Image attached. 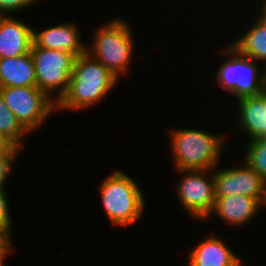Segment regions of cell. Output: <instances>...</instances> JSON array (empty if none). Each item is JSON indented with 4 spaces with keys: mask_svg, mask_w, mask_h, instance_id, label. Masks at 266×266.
<instances>
[{
    "mask_svg": "<svg viewBox=\"0 0 266 266\" xmlns=\"http://www.w3.org/2000/svg\"><path fill=\"white\" fill-rule=\"evenodd\" d=\"M118 81L119 78L85 52L76 57L68 89L56 102V110L93 107L116 87Z\"/></svg>",
    "mask_w": 266,
    "mask_h": 266,
    "instance_id": "cell-1",
    "label": "cell"
},
{
    "mask_svg": "<svg viewBox=\"0 0 266 266\" xmlns=\"http://www.w3.org/2000/svg\"><path fill=\"white\" fill-rule=\"evenodd\" d=\"M262 206L264 204L259 199L252 197L242 195L219 197L215 199L213 209L204 221L215 213L220 217L219 219L225 221L228 225L241 227L244 224H249Z\"/></svg>",
    "mask_w": 266,
    "mask_h": 266,
    "instance_id": "cell-12",
    "label": "cell"
},
{
    "mask_svg": "<svg viewBox=\"0 0 266 266\" xmlns=\"http://www.w3.org/2000/svg\"><path fill=\"white\" fill-rule=\"evenodd\" d=\"M169 132L175 170H213L219 166L226 135L191 128Z\"/></svg>",
    "mask_w": 266,
    "mask_h": 266,
    "instance_id": "cell-2",
    "label": "cell"
},
{
    "mask_svg": "<svg viewBox=\"0 0 266 266\" xmlns=\"http://www.w3.org/2000/svg\"><path fill=\"white\" fill-rule=\"evenodd\" d=\"M178 172L183 176L176 187L180 203L192 218L203 221L212 211L216 199L213 170H177Z\"/></svg>",
    "mask_w": 266,
    "mask_h": 266,
    "instance_id": "cell-8",
    "label": "cell"
},
{
    "mask_svg": "<svg viewBox=\"0 0 266 266\" xmlns=\"http://www.w3.org/2000/svg\"><path fill=\"white\" fill-rule=\"evenodd\" d=\"M237 124L250 140L266 137V91L238 99Z\"/></svg>",
    "mask_w": 266,
    "mask_h": 266,
    "instance_id": "cell-13",
    "label": "cell"
},
{
    "mask_svg": "<svg viewBox=\"0 0 266 266\" xmlns=\"http://www.w3.org/2000/svg\"><path fill=\"white\" fill-rule=\"evenodd\" d=\"M4 235L0 232V239L3 237Z\"/></svg>",
    "mask_w": 266,
    "mask_h": 266,
    "instance_id": "cell-26",
    "label": "cell"
},
{
    "mask_svg": "<svg viewBox=\"0 0 266 266\" xmlns=\"http://www.w3.org/2000/svg\"><path fill=\"white\" fill-rule=\"evenodd\" d=\"M127 23L121 18L111 19L94 30L93 42L86 45V52L117 78L128 73L134 50L131 26Z\"/></svg>",
    "mask_w": 266,
    "mask_h": 266,
    "instance_id": "cell-4",
    "label": "cell"
},
{
    "mask_svg": "<svg viewBox=\"0 0 266 266\" xmlns=\"http://www.w3.org/2000/svg\"><path fill=\"white\" fill-rule=\"evenodd\" d=\"M243 164L235 168L213 169L216 198L242 195L259 199L265 205L266 181L245 162Z\"/></svg>",
    "mask_w": 266,
    "mask_h": 266,
    "instance_id": "cell-9",
    "label": "cell"
},
{
    "mask_svg": "<svg viewBox=\"0 0 266 266\" xmlns=\"http://www.w3.org/2000/svg\"><path fill=\"white\" fill-rule=\"evenodd\" d=\"M262 8H260L261 15L266 18V0H263L262 2Z\"/></svg>",
    "mask_w": 266,
    "mask_h": 266,
    "instance_id": "cell-24",
    "label": "cell"
},
{
    "mask_svg": "<svg viewBox=\"0 0 266 266\" xmlns=\"http://www.w3.org/2000/svg\"><path fill=\"white\" fill-rule=\"evenodd\" d=\"M33 28L20 19L0 15V58L18 57L30 53Z\"/></svg>",
    "mask_w": 266,
    "mask_h": 266,
    "instance_id": "cell-10",
    "label": "cell"
},
{
    "mask_svg": "<svg viewBox=\"0 0 266 266\" xmlns=\"http://www.w3.org/2000/svg\"><path fill=\"white\" fill-rule=\"evenodd\" d=\"M30 54L34 61L37 87L55 102L59 101L68 89L77 56L66 51L37 47L34 43ZM54 91L58 92L55 97Z\"/></svg>",
    "mask_w": 266,
    "mask_h": 266,
    "instance_id": "cell-6",
    "label": "cell"
},
{
    "mask_svg": "<svg viewBox=\"0 0 266 266\" xmlns=\"http://www.w3.org/2000/svg\"><path fill=\"white\" fill-rule=\"evenodd\" d=\"M243 262H242V260L240 259V257L233 263V264H231V265H229V266H243V264H242Z\"/></svg>",
    "mask_w": 266,
    "mask_h": 266,
    "instance_id": "cell-25",
    "label": "cell"
},
{
    "mask_svg": "<svg viewBox=\"0 0 266 266\" xmlns=\"http://www.w3.org/2000/svg\"><path fill=\"white\" fill-rule=\"evenodd\" d=\"M224 49L219 52L229 59L216 71L219 85L235 95L236 100L263 94L266 91V68L259 72L257 61L239 53L231 45Z\"/></svg>",
    "mask_w": 266,
    "mask_h": 266,
    "instance_id": "cell-5",
    "label": "cell"
},
{
    "mask_svg": "<svg viewBox=\"0 0 266 266\" xmlns=\"http://www.w3.org/2000/svg\"><path fill=\"white\" fill-rule=\"evenodd\" d=\"M5 188H0V232L4 236L12 235V222L10 216L9 203L6 195Z\"/></svg>",
    "mask_w": 266,
    "mask_h": 266,
    "instance_id": "cell-19",
    "label": "cell"
},
{
    "mask_svg": "<svg viewBox=\"0 0 266 266\" xmlns=\"http://www.w3.org/2000/svg\"><path fill=\"white\" fill-rule=\"evenodd\" d=\"M40 0H0V15H10L22 11Z\"/></svg>",
    "mask_w": 266,
    "mask_h": 266,
    "instance_id": "cell-21",
    "label": "cell"
},
{
    "mask_svg": "<svg viewBox=\"0 0 266 266\" xmlns=\"http://www.w3.org/2000/svg\"><path fill=\"white\" fill-rule=\"evenodd\" d=\"M11 236H3L0 239V266H4V261L8 254L15 251L12 241L10 240Z\"/></svg>",
    "mask_w": 266,
    "mask_h": 266,
    "instance_id": "cell-22",
    "label": "cell"
},
{
    "mask_svg": "<svg viewBox=\"0 0 266 266\" xmlns=\"http://www.w3.org/2000/svg\"><path fill=\"white\" fill-rule=\"evenodd\" d=\"M33 86H37L36 73L30 53L0 58V88Z\"/></svg>",
    "mask_w": 266,
    "mask_h": 266,
    "instance_id": "cell-15",
    "label": "cell"
},
{
    "mask_svg": "<svg viewBox=\"0 0 266 266\" xmlns=\"http://www.w3.org/2000/svg\"><path fill=\"white\" fill-rule=\"evenodd\" d=\"M0 94L28 133L42 126L56 110V102L37 86L4 87L0 88Z\"/></svg>",
    "mask_w": 266,
    "mask_h": 266,
    "instance_id": "cell-7",
    "label": "cell"
},
{
    "mask_svg": "<svg viewBox=\"0 0 266 266\" xmlns=\"http://www.w3.org/2000/svg\"><path fill=\"white\" fill-rule=\"evenodd\" d=\"M258 14L248 31L230 45L239 53L262 62L263 68H266V18L260 12Z\"/></svg>",
    "mask_w": 266,
    "mask_h": 266,
    "instance_id": "cell-16",
    "label": "cell"
},
{
    "mask_svg": "<svg viewBox=\"0 0 266 266\" xmlns=\"http://www.w3.org/2000/svg\"><path fill=\"white\" fill-rule=\"evenodd\" d=\"M99 189L103 209L112 225H132L142 216L146 204L144 194L130 175L114 170Z\"/></svg>",
    "mask_w": 266,
    "mask_h": 266,
    "instance_id": "cell-3",
    "label": "cell"
},
{
    "mask_svg": "<svg viewBox=\"0 0 266 266\" xmlns=\"http://www.w3.org/2000/svg\"><path fill=\"white\" fill-rule=\"evenodd\" d=\"M189 252V266H229L239 257L226 243L216 237L208 236Z\"/></svg>",
    "mask_w": 266,
    "mask_h": 266,
    "instance_id": "cell-14",
    "label": "cell"
},
{
    "mask_svg": "<svg viewBox=\"0 0 266 266\" xmlns=\"http://www.w3.org/2000/svg\"><path fill=\"white\" fill-rule=\"evenodd\" d=\"M79 30L74 22L57 24L40 32L33 29V43L44 49L66 51L79 56L87 48L80 39Z\"/></svg>",
    "mask_w": 266,
    "mask_h": 266,
    "instance_id": "cell-11",
    "label": "cell"
},
{
    "mask_svg": "<svg viewBox=\"0 0 266 266\" xmlns=\"http://www.w3.org/2000/svg\"><path fill=\"white\" fill-rule=\"evenodd\" d=\"M244 153V161L266 181V137L249 140Z\"/></svg>",
    "mask_w": 266,
    "mask_h": 266,
    "instance_id": "cell-18",
    "label": "cell"
},
{
    "mask_svg": "<svg viewBox=\"0 0 266 266\" xmlns=\"http://www.w3.org/2000/svg\"><path fill=\"white\" fill-rule=\"evenodd\" d=\"M27 134L0 94V137L21 150L24 147L22 140Z\"/></svg>",
    "mask_w": 266,
    "mask_h": 266,
    "instance_id": "cell-17",
    "label": "cell"
},
{
    "mask_svg": "<svg viewBox=\"0 0 266 266\" xmlns=\"http://www.w3.org/2000/svg\"><path fill=\"white\" fill-rule=\"evenodd\" d=\"M12 147L5 139L0 137V157L3 156Z\"/></svg>",
    "mask_w": 266,
    "mask_h": 266,
    "instance_id": "cell-23",
    "label": "cell"
},
{
    "mask_svg": "<svg viewBox=\"0 0 266 266\" xmlns=\"http://www.w3.org/2000/svg\"><path fill=\"white\" fill-rule=\"evenodd\" d=\"M20 149L12 146L3 156L0 157V188H5V183L12 171L13 163L18 156Z\"/></svg>",
    "mask_w": 266,
    "mask_h": 266,
    "instance_id": "cell-20",
    "label": "cell"
}]
</instances>
